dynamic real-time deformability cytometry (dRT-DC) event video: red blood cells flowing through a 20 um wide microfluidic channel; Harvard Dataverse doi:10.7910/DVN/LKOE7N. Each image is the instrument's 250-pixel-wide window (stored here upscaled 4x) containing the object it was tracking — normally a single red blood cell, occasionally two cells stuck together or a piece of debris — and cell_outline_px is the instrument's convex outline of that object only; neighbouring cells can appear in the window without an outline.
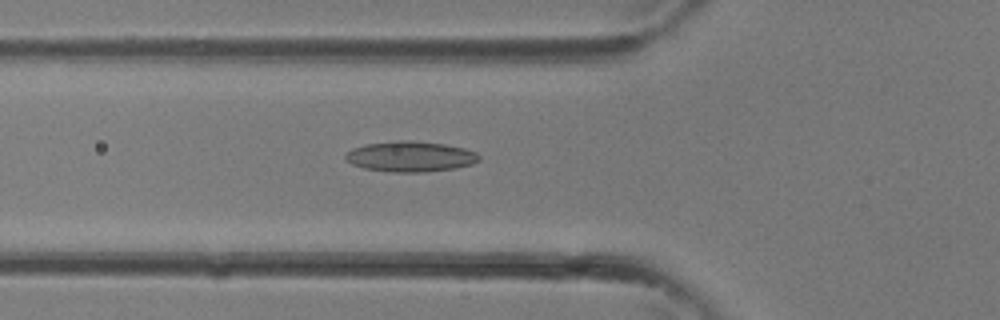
{"species": "common noctule bat (a hibernating species)", "species_latin": "Nyctalus noctula", "temperature_condition": "room temperature", "stored_images_in_passage": 23, "camera_frame_rate_fps": 3000, "um_per_image_px": 0.085, "animal": {"sex": "female"}, "frame": {"image": 1, "passage_image": 2, "time_ms": 0.333, "image_size_px": [1000, 320], "cell_outline_px": [[480, 160], [472, 164], [456, 168], [424, 172], [392, 172], [364, 168], [352, 164], [344, 160], [344, 156], [352, 148], [368, 144], [396, 140], [408, 140], [444, 144], [464, 148], [476, 152], [480, 156]], "centroid_in_image_um": [34.88, 13.3], "position_along_channel_um": 90.9, "area_um2": 23.76}}
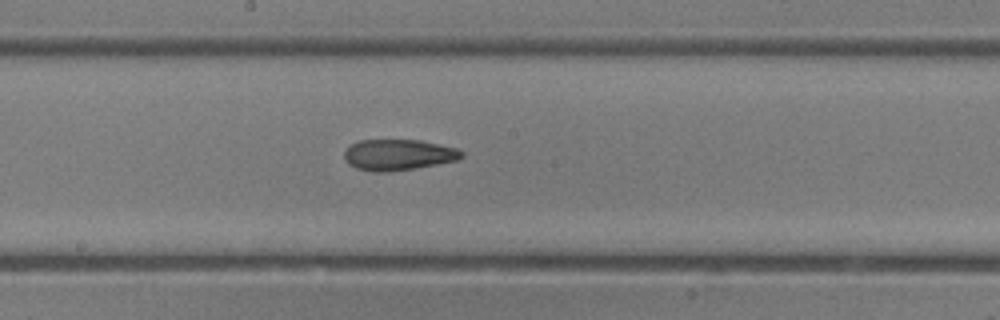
{"frame": {"image": 2, "passage_image": 8, "time_ms": 2.333, "image_size_px": [1000, 320], "cell_outline_px": [[464, 156], [456, 160], [436, 164], [388, 172], [372, 172], [356, 168], [348, 164], [344, 160], [344, 152], [352, 144], [360, 140], [420, 140], [456, 148], [464, 152]], "centroid_in_image_um": [33.83, 13.16], "position_along_channel_um": 214.4, "area_um2": 21.04}}
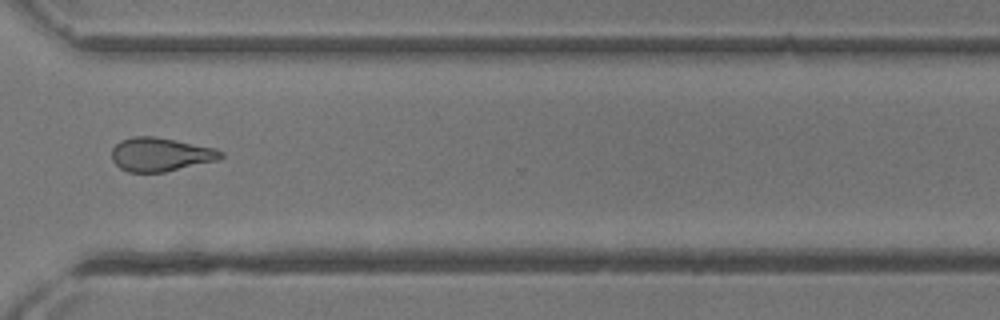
{"frame": {"image": 3, "passage_image": 15, "time_ms": 4.667, "image_size_px": [1000, 320], "cell_outline_px": [[224, 156], [220, 160], [164, 172], [128, 172], [120, 168], [112, 160], [112, 148], [120, 140], [132, 136], [156, 136], [216, 148], [224, 152]], "centroid_in_image_um": [13.67, 13.12], "position_along_channel_um": 356.9, "area_um2": 21.68}}